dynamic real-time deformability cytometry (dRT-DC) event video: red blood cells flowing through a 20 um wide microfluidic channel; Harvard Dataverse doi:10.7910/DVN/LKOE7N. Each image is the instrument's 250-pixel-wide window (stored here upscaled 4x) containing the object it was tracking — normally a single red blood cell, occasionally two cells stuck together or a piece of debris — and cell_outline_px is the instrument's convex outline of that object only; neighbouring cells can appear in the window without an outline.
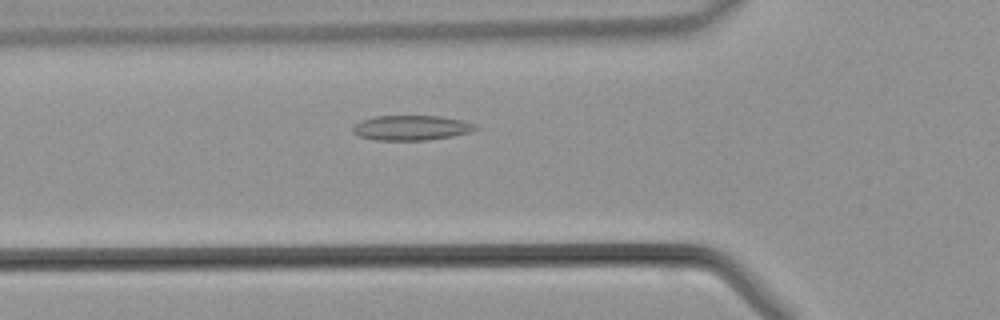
{"species": "common noctule bat (a hibernating species)", "species_latin": "Nyctalus noctula", "temperature_condition": "warm", "stored_images_in_passage": 40, "camera_frame_rate_fps": 3000, "um_per_image_px": 0.085, "animal": {"sex": "male", "body_mass_g": 21.5, "forearm_length_mm": 52.0}, "frame": {"image": 1, "passage_image": 11, "time_ms": 3.333, "image_size_px": [1000, 320], "cell_outline_px": [[480, 128], [472, 132], [452, 136], [424, 140], [376, 140], [360, 136], [352, 132], [352, 124], [360, 120], [372, 116], [440, 116], [460, 120], [476, 124]], "centroid_in_image_um": [34.94, 10.85], "position_along_channel_um": 90.9, "area_um2": 17.98}}
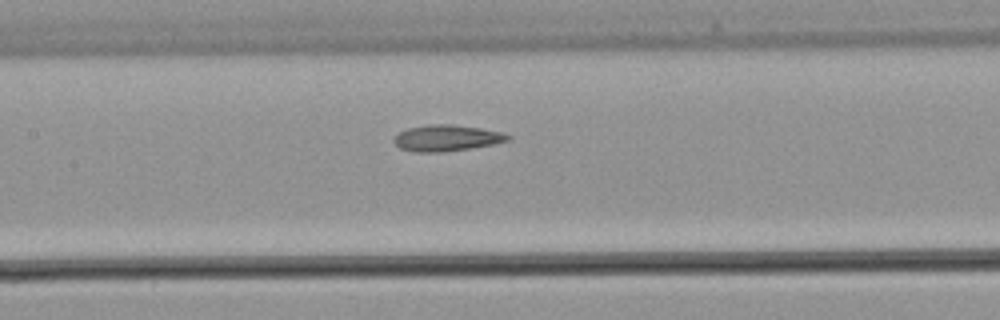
{"frame": {"image": 2, "passage_image": 16, "time_ms": 5.0, "image_size_px": [1000, 320], "cell_outline_px": [[512, 140], [492, 144], [468, 148], [440, 152], [412, 152], [400, 148], [392, 140], [400, 132], [408, 128], [428, 124], [452, 124], [480, 128], [504, 132], [512, 136]], "centroid_in_image_um": [37.99, 11.72], "position_along_channel_um": 169.4, "area_um2": 17.4}}
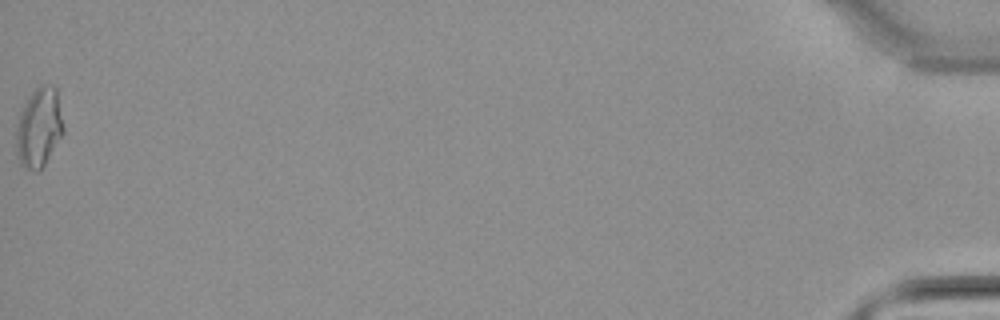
{"frame": {"image": 3, "passage_image": 40, "time_ms": 13.0, "image_size_px": [1000, 320], "cell_outline_px": [[64, 132], [40, 172], [36, 172], [20, 164], [16, 156], [16, 128], [20, 112], [28, 96], [40, 84], [52, 84], [56, 88], [64, 128]], "centroid_in_image_um": [3.3, 10.84], "position_along_channel_um": 431.9, "area_um2": 22.08}}